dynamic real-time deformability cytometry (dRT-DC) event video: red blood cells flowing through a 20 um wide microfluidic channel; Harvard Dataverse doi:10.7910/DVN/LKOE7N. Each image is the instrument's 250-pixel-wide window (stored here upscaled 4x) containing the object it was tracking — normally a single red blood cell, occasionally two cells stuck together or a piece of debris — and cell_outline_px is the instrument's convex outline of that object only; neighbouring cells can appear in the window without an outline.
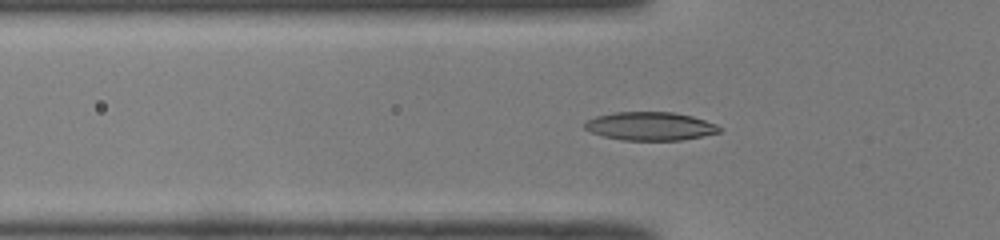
{"species": "common noctule bat (a hibernating species)", "species_latin": "Nyctalus noctula", "temperature_condition": "room temperature", "stored_images_in_passage": 36, "camera_frame_rate_fps": 3000, "um_per_image_px": 0.085, "animal": {"sex": "male", "body_mass_g": 19.0, "forearm_length_mm": 50.8}, "frame": {"image": 1, "passage_image": 7, "time_ms": 2.0, "image_size_px": [1000, 240], "cell_outline_px": [[724, 128], [720, 132], [680, 140], [620, 140], [604, 136], [592, 132], [584, 128], [584, 124], [588, 120], [596, 116], [612, 112], [672, 112], [692, 116], [716, 124]], "centroid_in_image_um": [55.27, 10.72], "position_along_channel_um": 70.5, "area_um2": 22.2}}
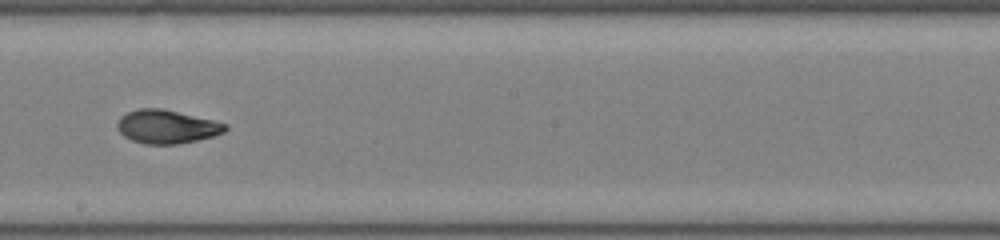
{"frame": {"image": 2, "passage_image": 19, "time_ms": 6.0, "image_size_px": [1000, 240], "cell_outline_px": [[228, 128], [224, 132], [212, 136], [180, 144], [144, 144], [132, 140], [124, 136], [120, 132], [116, 124], [120, 116], [128, 112], [140, 108], [160, 108], [212, 120], [228, 124]], "centroid_in_image_um": [14.15, 10.77], "position_along_channel_um": 234.0, "area_um2": 20.92}}
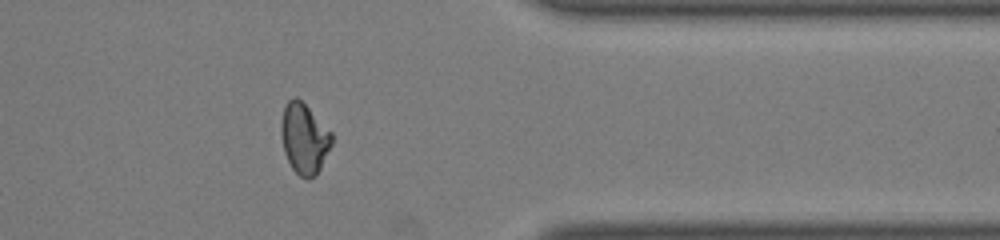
{"frame": {"image": 3, "passage_image": 31, "time_ms": 10.0, "image_size_px": [1000, 240], "cell_outline_px": [[332, 144], [316, 176], [308, 180], [300, 176], [292, 168], [284, 152], [280, 132], [280, 124], [284, 108], [288, 100], [292, 96], [296, 96], [332, 132]], "centroid_in_image_um": [25.85, 11.78], "position_along_channel_um": 385.6, "area_um2": 20.75}}